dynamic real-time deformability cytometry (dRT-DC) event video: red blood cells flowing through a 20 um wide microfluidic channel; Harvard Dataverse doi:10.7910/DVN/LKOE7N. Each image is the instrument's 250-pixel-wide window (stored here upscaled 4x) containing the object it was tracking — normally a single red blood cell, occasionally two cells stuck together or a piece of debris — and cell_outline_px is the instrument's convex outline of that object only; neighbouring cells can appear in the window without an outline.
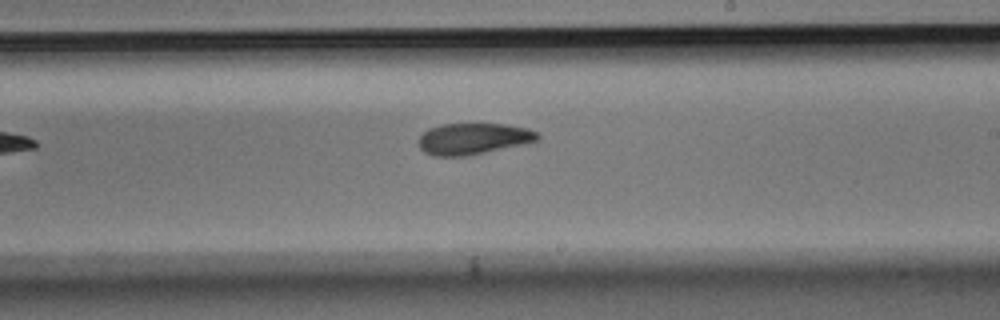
{"species": "Egyptian fruit bat (a non-hibernating species)", "species_latin": "Rousettus aegyptiacus", "temperature_condition": "room temperature", "stored_images_in_passage": 7, "camera_frame_rate_fps": 3000, "um_per_image_px": 0.085, "animal": {"sex": "male"}, "frame": {"image": 1, "passage_image": 7, "time_ms": 2.0, "image_size_px": [1000, 320], "cell_outline_px": [[540, 140], [484, 152], [464, 156], [432, 156], [424, 152], [416, 144], [416, 140], [428, 128], [440, 124], [504, 124], [528, 128], [536, 132], [540, 136]], "centroid_in_image_um": [40.16, 11.79], "position_along_channel_um": 248.8, "area_um2": 21.73}}